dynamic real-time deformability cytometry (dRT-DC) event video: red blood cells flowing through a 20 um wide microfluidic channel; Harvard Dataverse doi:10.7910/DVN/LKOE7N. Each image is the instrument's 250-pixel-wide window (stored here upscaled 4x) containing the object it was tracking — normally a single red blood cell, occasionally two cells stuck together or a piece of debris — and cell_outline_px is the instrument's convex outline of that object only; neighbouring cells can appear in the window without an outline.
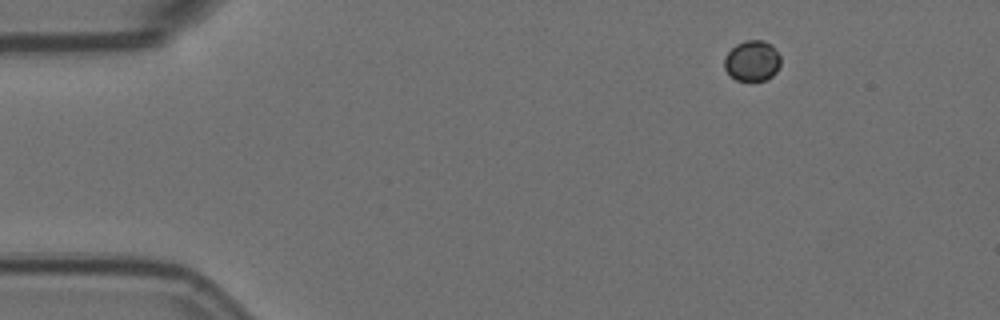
{"species": "Egyptian fruit bat (a non-hibernating species)", "species_latin": "Rousettus aegyptiacus", "temperature_condition": "room temperature", "stored_images_in_passage": 4, "camera_frame_rate_fps": 3000, "um_per_image_px": 0.085, "animal": {"sex": "female"}, "frame": {"image": 1, "passage_image": 1, "time_ms": 0.0, "image_size_px": [1000, 320], "cell_outline_px": [[780, 64], [776, 72], [772, 76], [764, 80], [736, 80], [724, 68], [724, 60], [728, 52], [736, 44], [744, 40], [764, 40], [772, 44], [780, 56]], "centroid_in_image_um": [63.95, 5.15], "position_along_channel_um": 21.1, "area_um2": 13.29}}
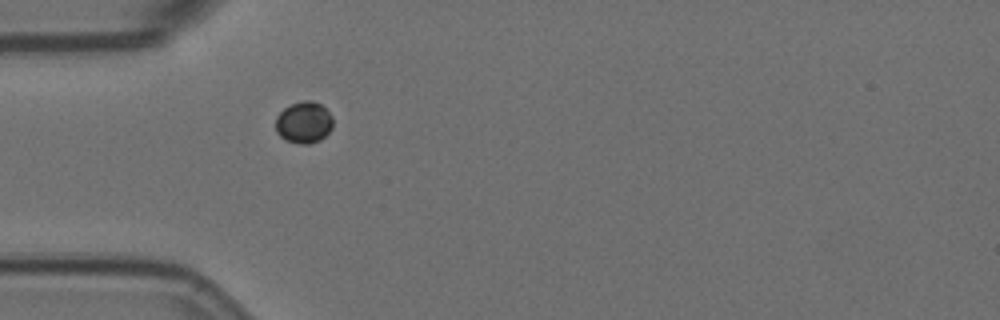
{"frame": {"image": 2, "passage_image": 4, "time_ms": 1.0, "image_size_px": [1000, 320], "cell_outline_px": [[332, 128], [320, 140], [308, 144], [300, 144], [284, 140], [276, 132], [276, 116], [284, 108], [292, 104], [304, 100], [312, 100], [320, 104], [332, 116]], "centroid_in_image_um": [25.81, 10.41], "position_along_channel_um": 59.2, "area_um2": 13.87}}